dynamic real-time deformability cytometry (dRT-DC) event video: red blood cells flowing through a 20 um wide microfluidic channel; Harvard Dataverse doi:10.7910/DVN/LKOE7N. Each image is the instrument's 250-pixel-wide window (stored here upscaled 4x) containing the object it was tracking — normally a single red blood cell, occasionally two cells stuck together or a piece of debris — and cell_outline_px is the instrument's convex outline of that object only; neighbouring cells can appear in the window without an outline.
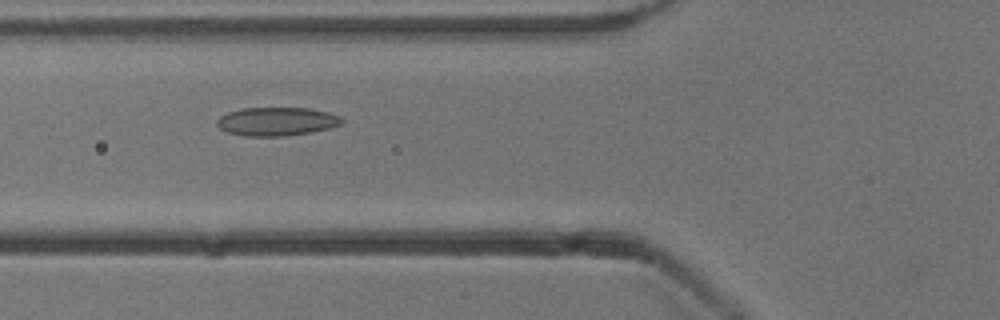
{"species": "common noctule bat (a hibernating species)", "species_latin": "Nyctalus noctula", "temperature_condition": "cold", "stored_images_in_passage": 35, "camera_frame_rate_fps": 3000, "um_per_image_px": 0.085, "animal": {"sex": "male", "body_mass_g": 13.3}, "frame": {"image": 1, "passage_image": 5, "time_ms": 1.333, "image_size_px": [1000, 320], "cell_outline_px": [[344, 124], [312, 132], [280, 136], [244, 136], [228, 132], [220, 128], [216, 124], [216, 120], [220, 116], [228, 112], [240, 108], [308, 108], [328, 112], [340, 116], [344, 120]], "centroid_in_image_um": [23.52, 10.32], "position_along_channel_um": 102.3, "area_um2": 20.81}}
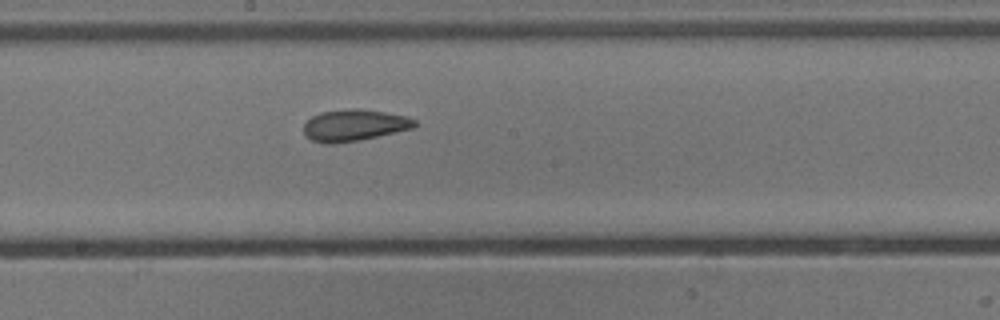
{"frame": {"image": 2, "passage_image": 14, "time_ms": 4.333, "image_size_px": [1000, 320], "cell_outline_px": [[416, 124], [412, 128], [360, 140], [312, 140], [304, 136], [304, 124], [312, 116], [320, 112], [356, 108], [384, 112], [408, 116], [416, 120]], "centroid_in_image_um": [30.15, 10.59], "position_along_channel_um": 218.0, "area_um2": 19.54}}
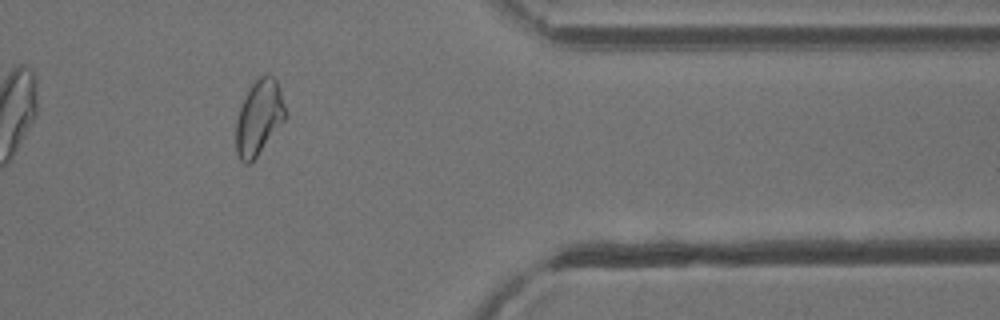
{"frame": {"image": 3, "passage_image": 29, "time_ms": 9.333, "image_size_px": [1000, 320], "cell_outline_px": [[288, 116], [252, 164], [244, 164], [240, 160], [236, 152], [236, 120], [240, 108], [248, 88], [260, 76], [272, 76], [276, 80], [280, 88]], "centroid_in_image_um": [22.02, 10.04], "position_along_channel_um": 389.4, "area_um2": 21.85}, "authors_computed_cell_mechanics": {"area_um2": 20.3456, "velocity_mm_per_s": 3.8461, "shape_relaxation_time_tau1_ms": 11.313, "shape_relaxation_time_tau2_ms": 2.9878, "deformation_change_tau1": 0.1961, "deformation_change_tau2": 0.0959}}